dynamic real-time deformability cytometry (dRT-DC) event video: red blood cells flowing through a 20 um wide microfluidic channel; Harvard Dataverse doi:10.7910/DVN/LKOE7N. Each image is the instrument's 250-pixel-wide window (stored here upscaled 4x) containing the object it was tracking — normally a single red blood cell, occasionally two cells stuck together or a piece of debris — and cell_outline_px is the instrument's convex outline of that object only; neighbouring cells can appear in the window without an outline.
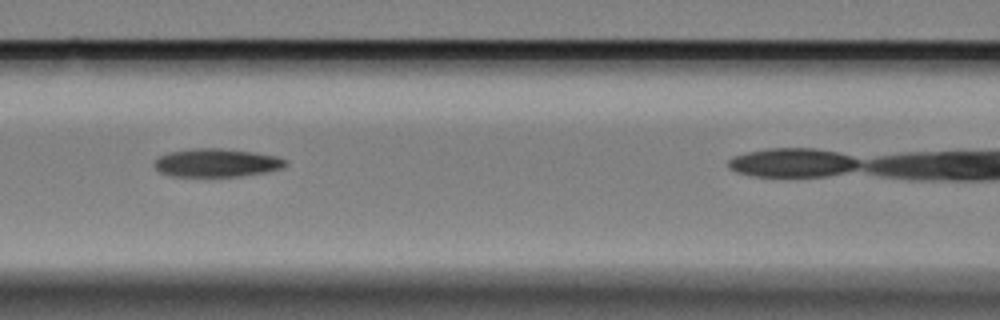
{"species": "Egyptian fruit bat (a non-hibernating species)", "species_latin": "Rousettus aegyptiacus", "temperature_condition": "cold", "stored_images_in_passage": 7, "camera_frame_rate_fps": 3000, "um_per_image_px": 0.085, "animal": {"sex": "female"}, "frame": {"image": 1, "passage_image": 5, "time_ms": 1.333, "image_size_px": [1000, 320], "cell_outline_px": [[288, 164], [284, 168], [264, 172], [240, 176], [168, 176], [160, 172], [152, 164], [160, 156], [172, 152], [196, 148], [220, 148], [252, 152], [276, 156], [288, 160]], "centroid_in_image_um": [18.44, 13.84], "position_along_channel_um": 148.2, "area_um2": 21.5}}
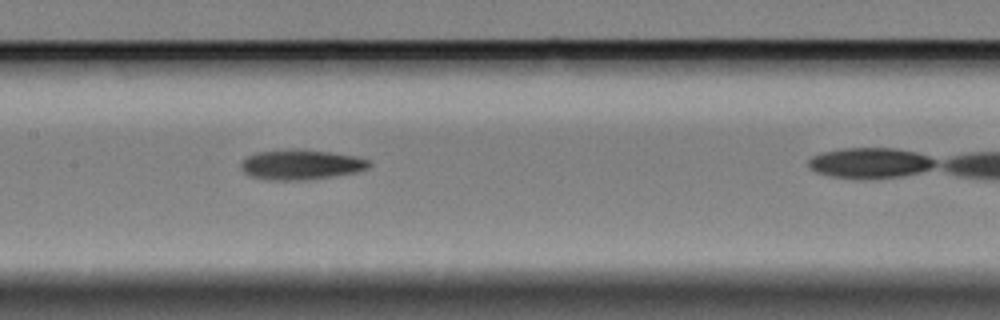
{"frame": {"image": 2, "passage_image": 6, "time_ms": 1.667, "image_size_px": [1000, 320], "cell_outline_px": [[372, 164], [368, 168], [356, 172], [336, 176], [304, 180], [268, 180], [252, 176], [244, 172], [240, 168], [240, 164], [248, 156], [256, 152], [328, 152], [352, 156], [368, 160]], "centroid_in_image_um": [25.6, 14.05], "position_along_channel_um": 181.8, "area_um2": 21.33}}